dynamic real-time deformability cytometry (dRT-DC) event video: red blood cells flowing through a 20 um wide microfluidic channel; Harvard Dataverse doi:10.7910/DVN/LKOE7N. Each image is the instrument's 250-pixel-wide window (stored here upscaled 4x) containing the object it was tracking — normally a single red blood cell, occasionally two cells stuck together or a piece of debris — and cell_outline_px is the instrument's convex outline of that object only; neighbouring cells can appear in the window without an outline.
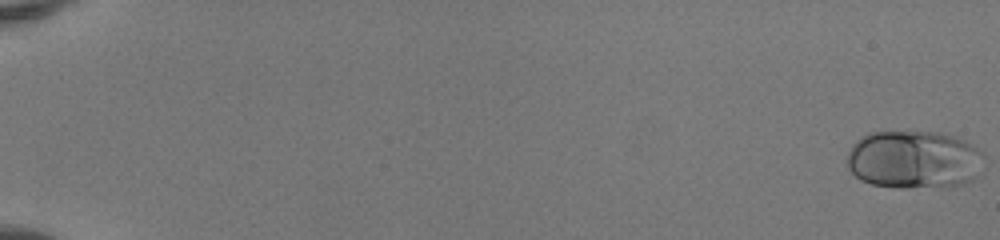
{"species": "human", "species_latin": "Homo sapiens", "temperature_condition": "room temperature", "stored_images_in_passage": 52, "camera_frame_rate_fps": 3000, "um_per_image_px": 0.085, "donor": {"sex": "female"}, "frame": {"image": 1, "passage_image": 1, "time_ms": 0.0, "image_size_px": [1000, 240], "cell_outline_px": [[984, 156], [976, 176], [972, 180], [960, 184], [908, 188], [900, 188], [872, 184], [860, 180], [848, 168], [848, 152], [852, 144], [856, 140], [868, 132], [940, 132], [964, 140], [972, 144], [984, 152]], "centroid_in_image_um": [77.67, 13.55], "position_along_channel_um": 7.3, "area_um2": 46.3}}
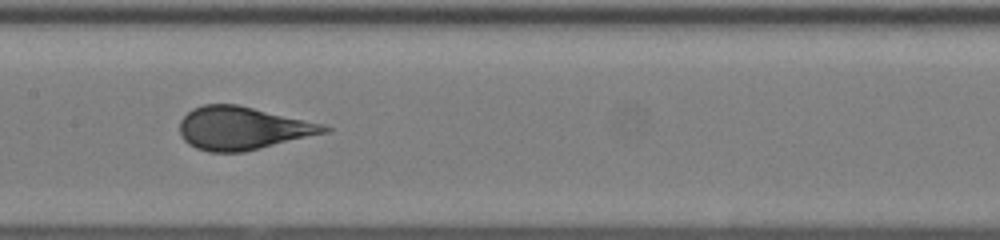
{"frame": {"image": 2, "passage_image": 29, "time_ms": 9.333, "image_size_px": [1000, 240], "cell_outline_px": [[332, 132], [244, 152], [208, 152], [196, 148], [188, 144], [184, 140], [180, 132], [180, 120], [192, 108], [204, 104], [236, 104], [324, 124], [332, 128]], "centroid_in_image_um": [20.65, 10.91], "position_along_channel_um": 186.7, "area_um2": 36.41}}
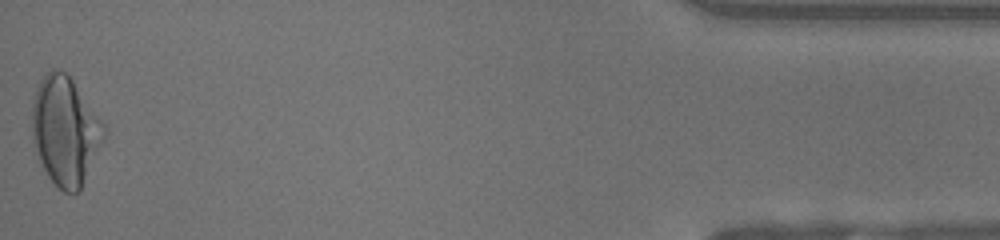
{"frame": {"image": 3, "passage_image": 52, "time_ms": 17.0, "image_size_px": [1000, 240], "cell_outline_px": [[108, 132], [80, 192], [72, 196], [64, 192], [48, 176], [40, 164], [32, 136], [32, 104], [36, 88], [44, 76], [52, 68], [56, 68], [64, 72], [72, 80], [108, 128]], "centroid_in_image_um": [5.57, 11.17], "position_along_channel_um": 429.6, "area_um2": 45.84}, "authors_computed_cell_mechanics": {"area_um2": 36.9631, "velocity_mm_per_s": 4.1425, "shape_relaxation_time_tau1_ms": 4.4349, "shape_relaxation_time_tau2_ms": null, "deformation_change_tau1": 0.2045, "deformation_change_tau2": null}}